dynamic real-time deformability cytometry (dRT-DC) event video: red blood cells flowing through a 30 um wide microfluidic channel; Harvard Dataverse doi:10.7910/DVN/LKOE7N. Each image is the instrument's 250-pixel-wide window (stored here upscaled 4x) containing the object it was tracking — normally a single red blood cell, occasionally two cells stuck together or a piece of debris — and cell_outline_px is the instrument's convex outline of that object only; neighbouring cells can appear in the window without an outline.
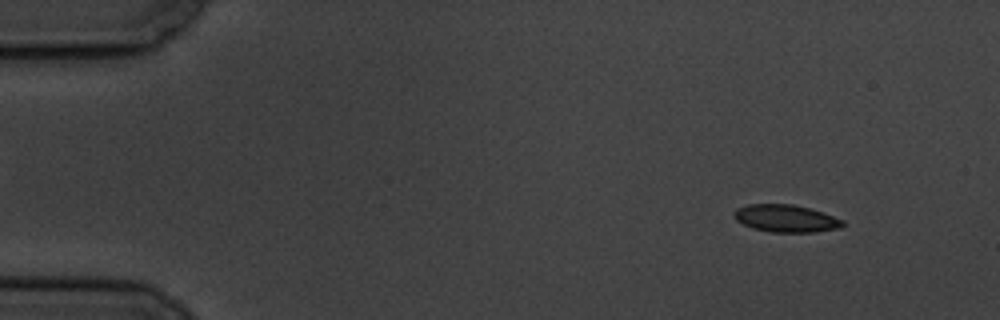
{"species": "common noctule bat (a hibernating species)", "species_latin": "Nyctalus noctula", "temperature_condition": "cold", "stored_images_in_passage": 7, "camera_frame_rate_fps": 3000, "um_per_image_px": 0.085, "animal": {"sex": "male", "body_mass_g": 19.5, "forearm_length_mm": 54.6}, "frame": {"image": 1, "passage_image": 1, "time_ms": 0.0, "image_size_px": [1000, 320], "cell_outline_px": [[844, 224], [840, 228], [812, 232], [772, 232], [752, 228], [736, 220], [732, 212], [736, 208], [748, 204], [792, 204], [808, 208], [844, 220]], "centroid_in_image_um": [66.76, 18.56], "position_along_channel_um": 18.2, "area_um2": 17.22}}
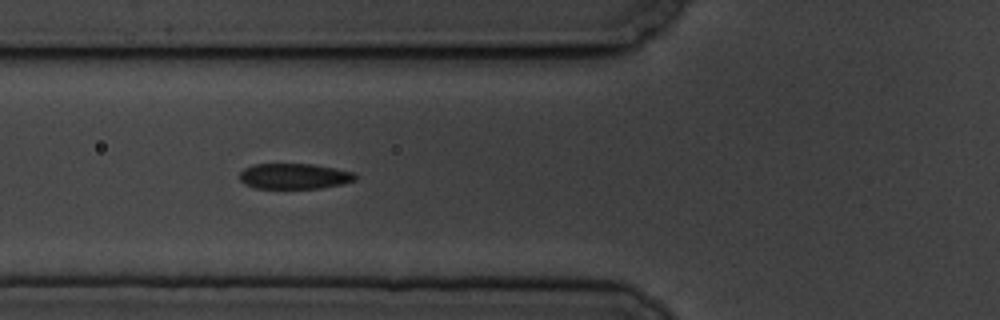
{"frame": {"image": 2, "passage_image": 5, "time_ms": 5.333, "image_size_px": [1000, 320], "cell_outline_px": [[356, 180], [340, 184], [320, 188], [256, 188], [244, 184], [240, 180], [240, 172], [244, 168], [252, 164], [312, 164], [352, 172], [356, 176]], "centroid_in_image_um": [24.96, 14.97], "position_along_channel_um": 100.8, "area_um2": 17.05}}
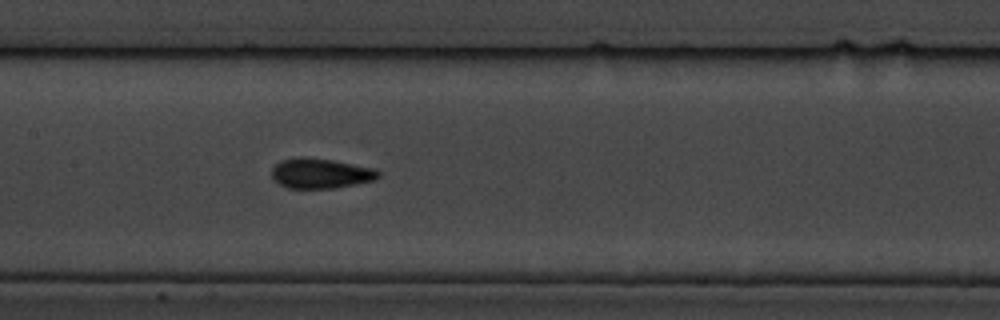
{"frame": {"image": 3, "passage_image": 7, "time_ms": 7.667, "image_size_px": [1000, 320], "cell_outline_px": [[380, 176], [376, 180], [336, 188], [288, 188], [272, 180], [272, 168], [280, 160], [300, 156], [332, 160], [372, 168], [380, 172]], "centroid_in_image_um": [27.23, 14.74], "position_along_channel_um": 180.2, "area_um2": 18.73}}